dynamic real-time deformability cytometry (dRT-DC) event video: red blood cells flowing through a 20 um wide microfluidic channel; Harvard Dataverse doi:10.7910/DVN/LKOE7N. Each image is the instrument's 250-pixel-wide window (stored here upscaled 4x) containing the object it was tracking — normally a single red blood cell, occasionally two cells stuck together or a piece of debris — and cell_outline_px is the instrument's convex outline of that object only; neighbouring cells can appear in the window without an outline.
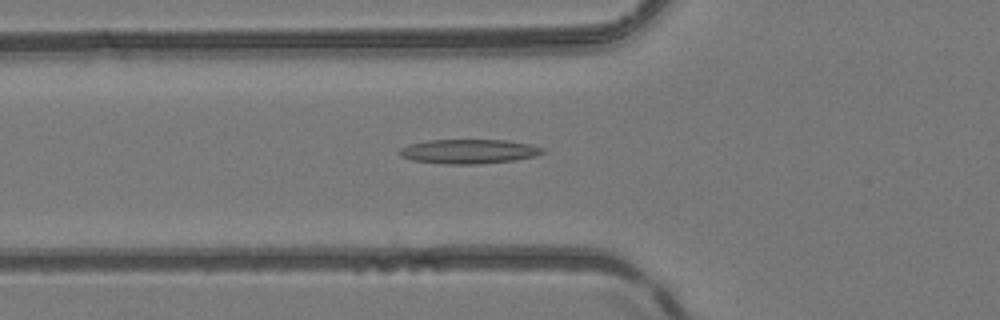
{"species": "common noctule bat (a hibernating species)", "species_latin": "Nyctalus noctula", "temperature_condition": "room temperature", "stored_images_in_passage": 51, "camera_frame_rate_fps": 3000, "um_per_image_px": 0.085, "animal": {"sex": "female", "body_mass_g": 24.6, "forearm_length_mm": 56.2}, "frame": {"image": 1, "passage_image": 19, "time_ms": 6.0, "image_size_px": [1000, 320], "cell_outline_px": [[544, 152], [536, 156], [516, 160], [480, 164], [444, 164], [412, 160], [400, 156], [400, 148], [408, 144], [428, 140], [508, 140], [528, 144], [544, 148]], "centroid_in_image_um": [39.85, 12.87], "position_along_channel_um": 86.0, "area_um2": 20.4}}
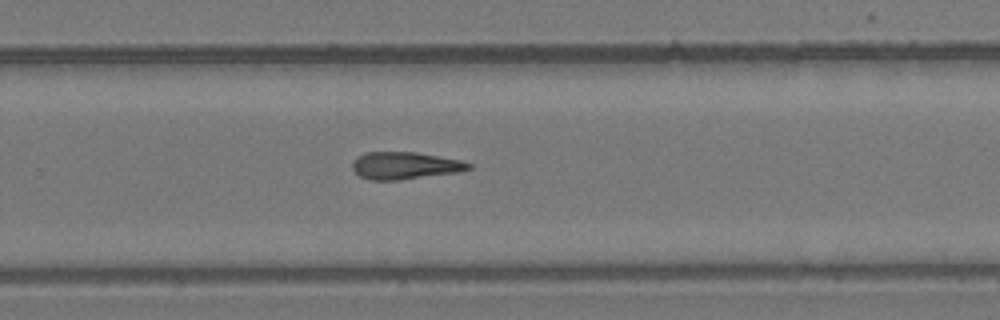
{"frame": {"image": 2, "passage_image": 34, "time_ms": 11.0, "image_size_px": [1000, 320], "cell_outline_px": [[472, 168], [460, 172], [400, 180], [368, 180], [360, 176], [352, 168], [352, 164], [364, 152], [416, 152], [460, 160], [472, 164]], "centroid_in_image_um": [34.45, 14.08], "position_along_channel_um": 295.4, "area_um2": 18.44}}
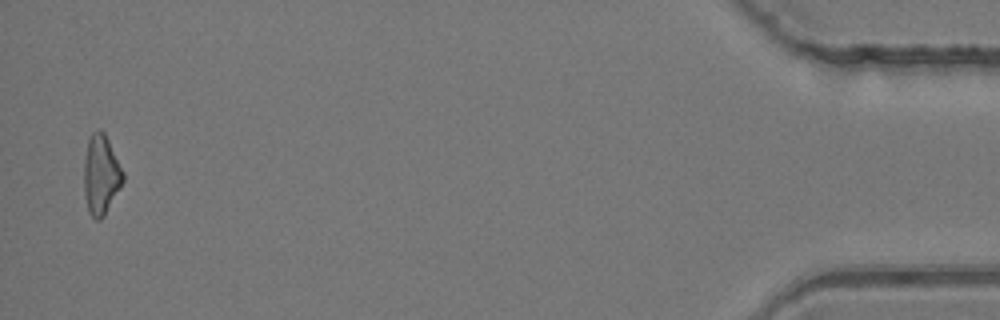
{"frame": {"image": 3, "passage_image": 50, "time_ms": 16.333, "image_size_px": [1000, 320], "cell_outline_px": [[124, 180], [120, 188], [104, 216], [100, 220], [96, 220], [88, 212], [84, 192], [84, 156], [88, 140], [92, 132], [96, 128], [100, 128], [104, 132], [124, 172]], "centroid_in_image_um": [8.58, 14.84], "position_along_channel_um": 426.6, "area_um2": 18.26}}